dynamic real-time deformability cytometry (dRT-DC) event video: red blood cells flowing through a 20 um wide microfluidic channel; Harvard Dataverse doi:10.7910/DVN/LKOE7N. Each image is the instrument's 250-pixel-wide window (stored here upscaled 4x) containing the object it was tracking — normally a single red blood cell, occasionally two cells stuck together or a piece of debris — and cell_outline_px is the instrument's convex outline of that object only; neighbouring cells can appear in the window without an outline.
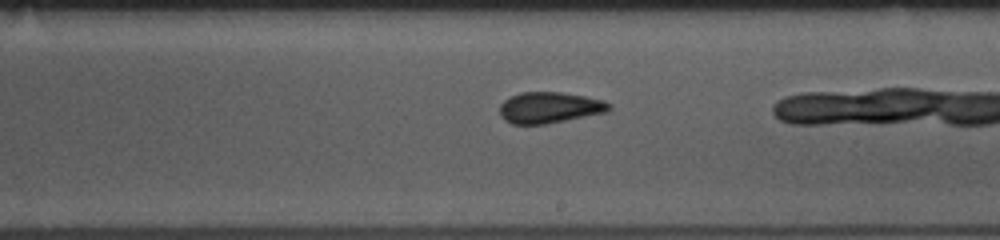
{"species": "common noctule bat (a hibernating species)", "species_latin": "Nyctalus noctula", "temperature_condition": "room temperature", "stored_images_in_passage": 27, "camera_frame_rate_fps": 3000, "um_per_image_px": 0.085, "animal": {"sex": "female", "body_mass_g": 10.0, "forearm_length_mm": 53.1}, "frame": {"image": 1, "passage_image": 20, "time_ms": 6.333, "image_size_px": [1000, 240], "cell_outline_px": [[612, 108], [608, 112], [544, 124], [512, 124], [504, 120], [500, 116], [500, 104], [504, 100], [520, 92], [560, 92], [584, 96], [604, 100], [612, 104]], "centroid_in_image_um": [46.72, 9.14], "position_along_channel_um": 242.3, "area_um2": 19.88}}
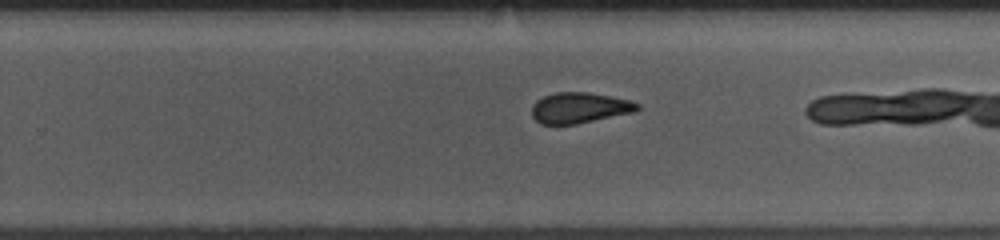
{"frame": {"image": 2, "passage_image": 23, "time_ms": 7.333, "image_size_px": [1000, 240], "cell_outline_px": [[640, 108], [636, 112], [576, 124], [540, 124], [532, 116], [532, 104], [536, 100], [544, 96], [556, 92], [588, 92], [628, 100], [640, 104]], "centroid_in_image_um": [49.25, 9.17], "position_along_channel_um": 280.6, "area_um2": 18.9}}